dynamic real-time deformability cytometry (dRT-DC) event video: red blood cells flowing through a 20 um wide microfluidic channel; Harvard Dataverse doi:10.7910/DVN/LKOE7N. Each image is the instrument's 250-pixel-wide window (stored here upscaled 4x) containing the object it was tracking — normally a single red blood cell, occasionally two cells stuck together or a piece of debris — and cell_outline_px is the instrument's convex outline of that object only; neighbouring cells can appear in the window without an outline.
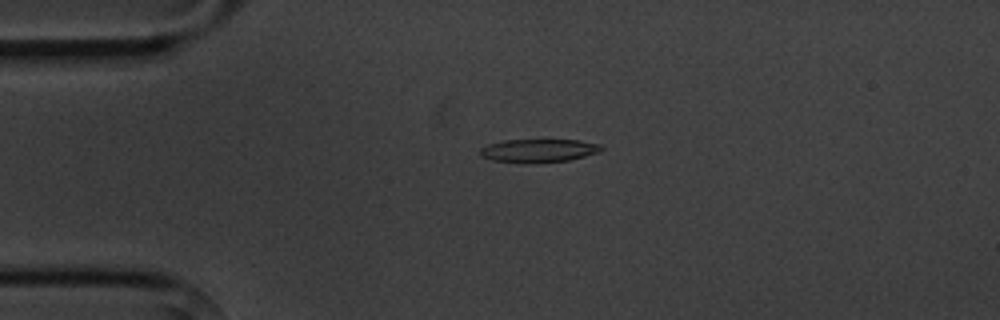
{"species": "common noctule bat (a hibernating species)", "species_latin": "Nyctalus noctula", "temperature_condition": "cold", "stored_images_in_passage": 4, "camera_frame_rate_fps": 3000, "um_per_image_px": 0.085, "animal": {"sex": "male", "body_mass_g": 20.1, "forearm_length_mm": 53.5}, "frame": {"image": 1, "passage_image": 2, "time_ms": 1.0, "image_size_px": [1000, 320], "cell_outline_px": [[604, 148], [600, 152], [568, 160], [492, 160], [480, 156], [480, 148], [488, 144], [504, 140], [580, 140], [600, 144]], "centroid_in_image_um": [45.82, 12.74], "position_along_channel_um": 39.2, "area_um2": 15.49}}
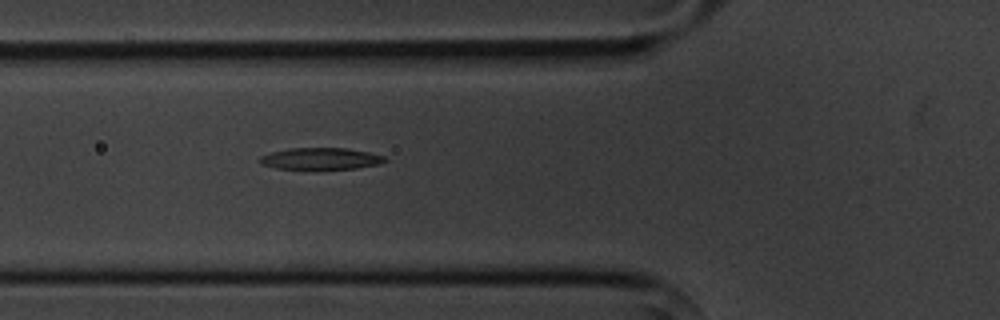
{"frame": {"image": 2, "passage_image": 4, "time_ms": 3.333, "image_size_px": [1000, 320], "cell_outline_px": [[388, 160], [380, 164], [356, 168], [276, 168], [260, 164], [256, 160], [260, 156], [272, 152], [288, 148], [348, 148], [368, 152], [384, 156]], "centroid_in_image_um": [27.24, 13.47], "position_along_channel_um": 98.6, "area_um2": 15.66}}